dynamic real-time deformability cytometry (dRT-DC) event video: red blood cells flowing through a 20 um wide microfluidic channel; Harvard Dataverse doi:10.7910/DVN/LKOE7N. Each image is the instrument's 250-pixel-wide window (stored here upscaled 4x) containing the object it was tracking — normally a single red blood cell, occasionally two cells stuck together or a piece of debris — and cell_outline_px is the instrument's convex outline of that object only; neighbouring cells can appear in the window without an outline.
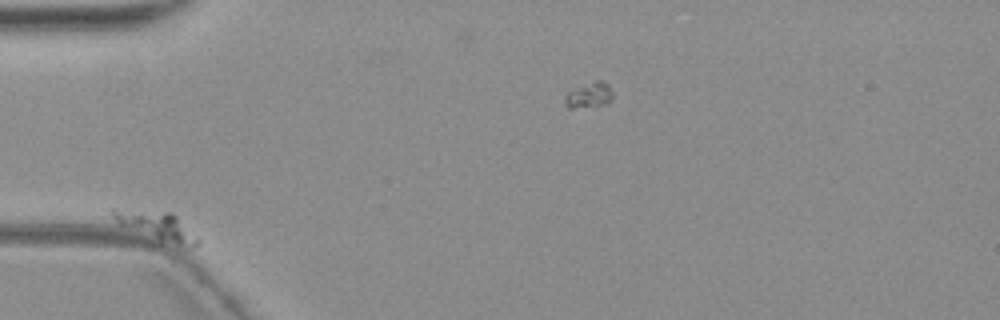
{"species": "common noctule bat (a hibernating species)", "species_latin": "Nyctalus noctula", "temperature_condition": "warm", "stored_images_in_passage": 10, "camera_frame_rate_fps": 3000, "um_per_image_px": 0.085, "animal": {"sex": "female", "body_mass_g": 19.3, "forearm_length_mm": 54.1}, "frame": {"image": 1, "passage_image": 1, "time_ms": 0.0, "image_size_px": [1000, 320], "cell_outline_px": [[200, 244], [196, 248], [184, 248], [160, 240], [120, 224], [108, 212], [112, 208], [116, 208], [172, 212], [200, 240]], "centroid_in_image_um": [13.37, 19.21], "position_along_channel_um": 71.6, "area_um2": 14.1}}
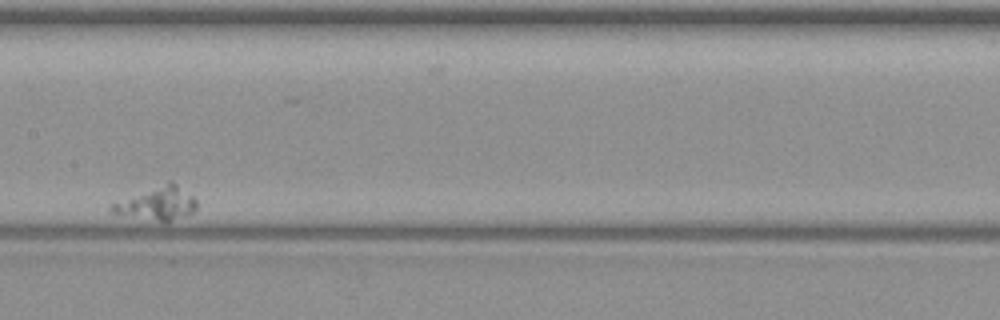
{"frame": {"image": 2, "passage_image": 6, "time_ms": 6.667, "image_size_px": [1000, 320], "cell_outline_px": [[196, 208], [192, 212], [168, 224], [120, 216], [112, 212], [108, 208], [108, 204], [168, 180], [172, 180], [192, 196], [196, 200]], "centroid_in_image_um": [13.29, 17.32], "position_along_channel_um": 194.1, "area_um2": 17.28}}
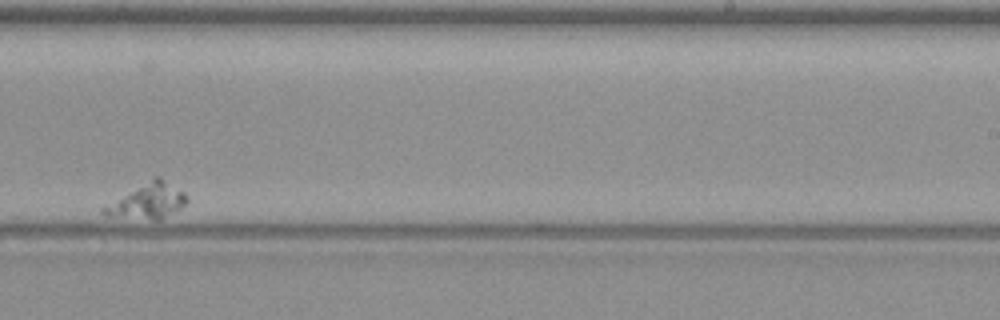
{"frame": {"image": 3, "passage_image": 9, "time_ms": 10.333, "image_size_px": [1000, 320], "cell_outline_px": [[188, 200], [180, 208], [160, 220], [152, 220], [104, 216], [100, 212], [100, 208], [104, 204], [152, 176], [160, 176], [184, 192], [188, 196]], "centroid_in_image_um": [12.47, 17.08], "position_along_channel_um": 276.5, "area_um2": 17.69}}